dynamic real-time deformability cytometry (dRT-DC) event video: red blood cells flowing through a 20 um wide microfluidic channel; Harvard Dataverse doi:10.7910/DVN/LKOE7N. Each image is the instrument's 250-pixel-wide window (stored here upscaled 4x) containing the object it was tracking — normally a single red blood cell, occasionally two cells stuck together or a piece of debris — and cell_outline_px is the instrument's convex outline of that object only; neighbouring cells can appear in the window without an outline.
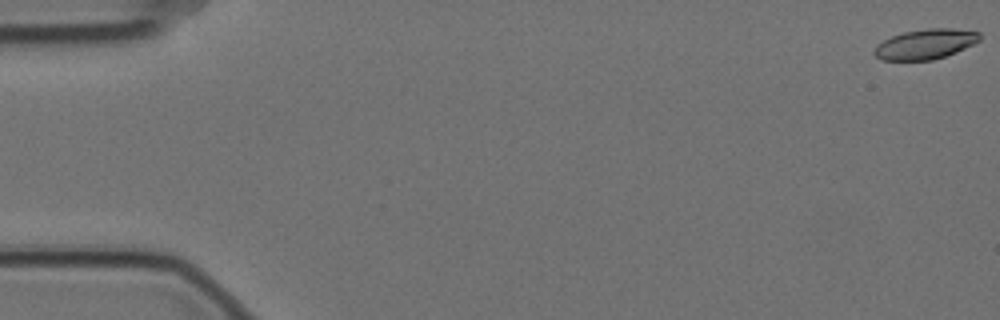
{"species": "Egyptian fruit bat (a non-hibernating species)", "species_latin": "Rousettus aegyptiacus", "temperature_condition": "cold", "stored_images_in_passage": 5, "camera_frame_rate_fps": 3000, "um_per_image_px": 0.085, "animal": {"sex": "female"}, "frame": {"image": 1, "passage_image": 1, "time_ms": 0.0, "image_size_px": [1000, 320], "cell_outline_px": [[980, 40], [956, 52], [932, 60], [880, 60], [872, 52], [876, 44], [892, 36], [904, 32], [928, 28], [952, 28], [980, 32]], "centroid_in_image_um": [78.63, 3.75], "position_along_channel_um": 6.4, "area_um2": 18.38}}